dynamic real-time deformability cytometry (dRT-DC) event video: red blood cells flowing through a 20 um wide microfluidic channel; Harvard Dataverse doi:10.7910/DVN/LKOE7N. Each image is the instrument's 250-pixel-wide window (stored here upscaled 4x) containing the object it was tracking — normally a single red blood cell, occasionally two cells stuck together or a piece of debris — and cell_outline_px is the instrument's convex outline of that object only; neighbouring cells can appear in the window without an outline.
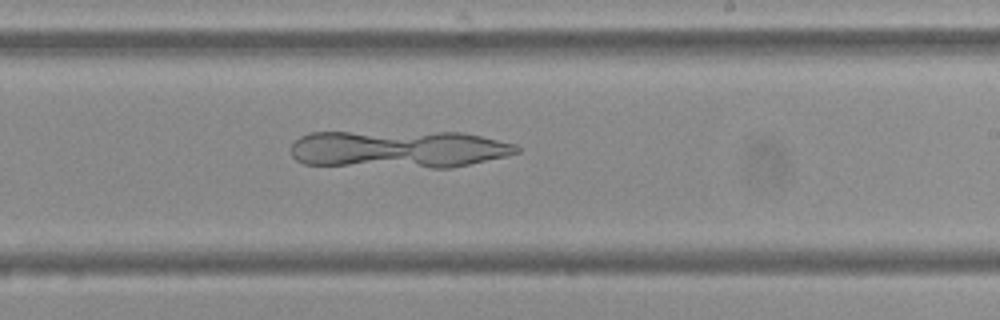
{"species": "Egyptian fruit bat (a non-hibernating species)", "species_latin": "Rousettus aegyptiacus", "temperature_condition": "cold", "stored_images_in_passage": 53, "camera_frame_rate_fps": 3000, "um_per_image_px": 0.085, "frame": {"image": 1, "passage_image": 31, "time_ms": 10.0, "image_size_px": [1000, 320], "cell_outline_px": [[520, 152], [508, 156], [452, 168], [432, 168], [304, 164], [296, 160], [292, 156], [292, 144], [300, 136], [308, 132], [460, 132], [480, 136], [516, 144], [520, 148]], "centroid_in_image_um": [33.91, 12.68], "position_along_channel_um": 255.1, "area_um2": 49.82}}